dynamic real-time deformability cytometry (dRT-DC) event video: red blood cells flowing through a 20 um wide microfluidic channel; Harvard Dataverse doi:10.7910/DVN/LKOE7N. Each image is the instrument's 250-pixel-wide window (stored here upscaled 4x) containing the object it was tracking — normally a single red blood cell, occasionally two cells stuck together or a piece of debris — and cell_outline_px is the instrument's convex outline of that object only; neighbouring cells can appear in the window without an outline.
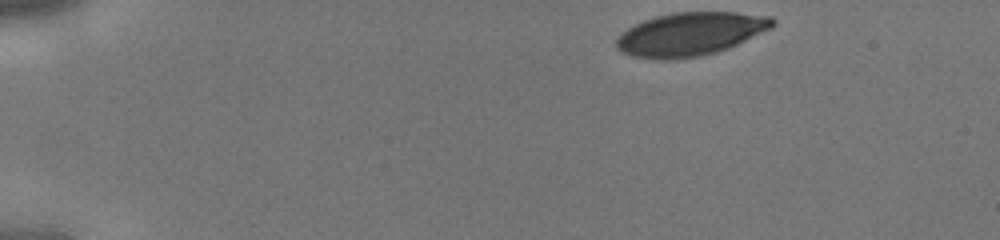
{"species": "human", "species_latin": "Homo sapiens", "temperature_condition": "cold", "stored_images_in_passage": 38, "camera_frame_rate_fps": 3000, "um_per_image_px": 0.085, "donor": {"sex": "male"}, "frame": {"image": 1, "passage_image": 1, "time_ms": 0.0, "image_size_px": [1000, 240], "cell_outline_px": [[776, 24], [772, 28], [728, 48], [716, 52], [700, 56], [672, 60], [652, 60], [632, 56], [620, 52], [616, 48], [616, 40], [628, 28], [644, 20], [656, 16], [672, 12], [736, 12], [772, 16], [776, 20]], "centroid_in_image_um": [58.69, 2.9], "position_along_channel_um": 26.3, "area_um2": 39.71}}
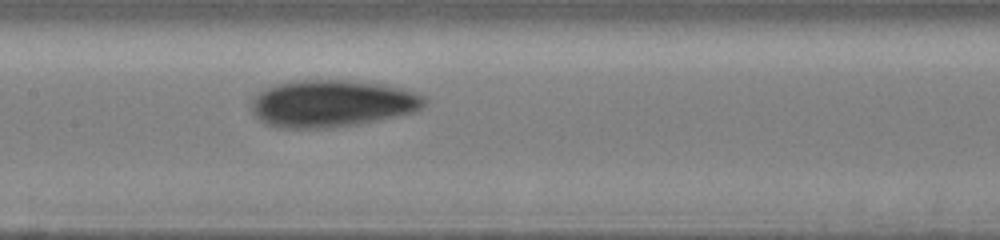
{"frame": {"image": 2, "passage_image": 17, "time_ms": 5.333, "image_size_px": [1000, 240], "cell_outline_px": [[428, 100], [424, 108], [416, 112], [356, 124], [332, 128], [276, 128], [260, 120], [252, 112], [252, 96], [264, 88], [276, 84], [300, 80], [344, 80], [384, 84], [400, 88], [424, 96]], "centroid_in_image_um": [28.21, 8.8], "position_along_channel_um": 179.2, "area_um2": 47.69}}
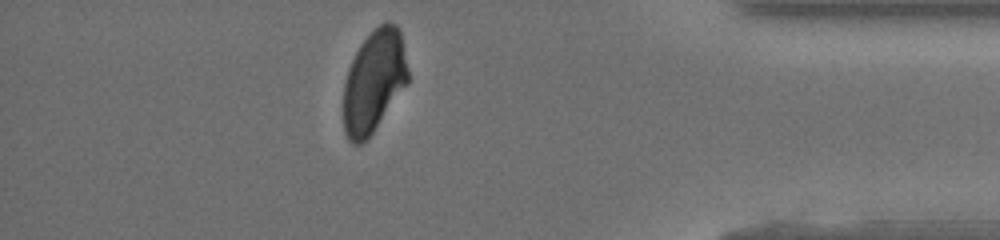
{"frame": {"image": 3, "passage_image": 33, "time_ms": 10.667, "image_size_px": [1000, 240], "cell_outline_px": [[408, 84], [372, 132], [360, 144], [352, 144], [348, 140], [344, 132], [344, 84], [348, 68], [360, 44], [384, 20], [388, 20], [396, 24], [400, 32], [408, 68]], "centroid_in_image_um": [31.79, 6.9], "position_along_channel_um": 403.4, "area_um2": 38.26}}